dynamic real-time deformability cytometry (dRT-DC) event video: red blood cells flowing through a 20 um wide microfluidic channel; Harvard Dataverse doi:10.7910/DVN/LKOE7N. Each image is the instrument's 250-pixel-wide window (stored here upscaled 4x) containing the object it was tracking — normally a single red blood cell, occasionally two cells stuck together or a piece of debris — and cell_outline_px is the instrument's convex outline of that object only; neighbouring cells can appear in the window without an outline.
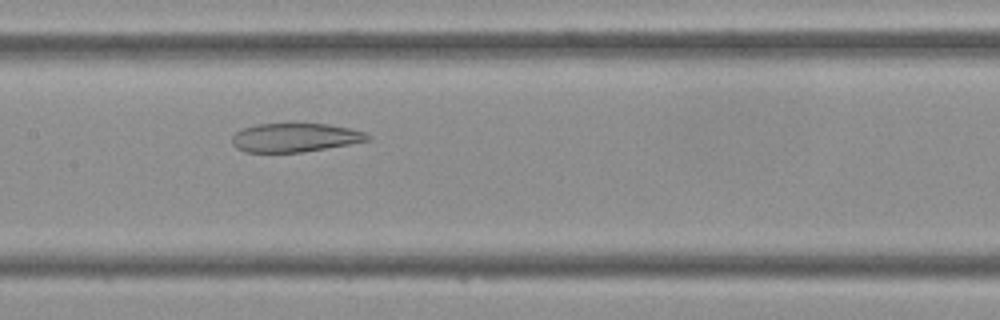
{"species": "Egyptian fruit bat (a non-hibernating species)", "species_latin": "Rousettus aegyptiacus", "temperature_condition": "cold", "stored_images_in_passage": 44, "camera_frame_rate_fps": 3000, "um_per_image_px": 0.085, "frame": {"image": 1, "passage_image": 21, "time_ms": 6.667, "image_size_px": [1000, 320], "cell_outline_px": [[372, 140], [304, 152], [244, 152], [236, 148], [232, 144], [232, 136], [236, 132], [244, 128], [256, 124], [328, 124], [348, 128], [364, 132], [372, 136]], "centroid_in_image_um": [25.08, 11.7], "position_along_channel_um": 182.3, "area_um2": 22.72}}
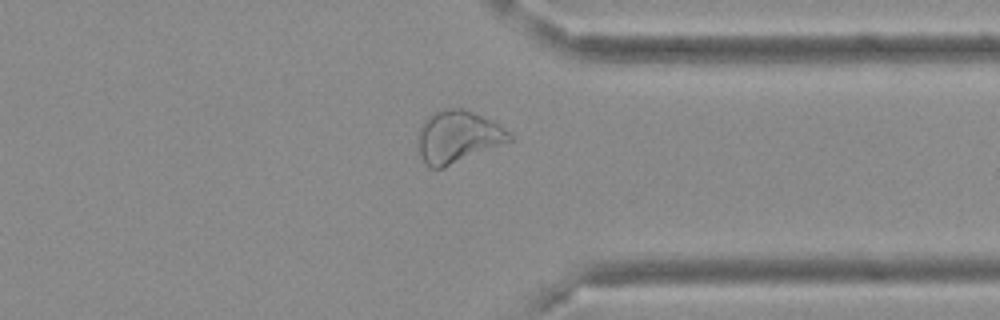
{"frame": {"image": 2, "passage_image": 34, "time_ms": 11.0, "image_size_px": [1000, 320], "cell_outline_px": [[512, 140], [444, 168], [428, 168], [424, 164], [420, 156], [416, 144], [416, 140], [420, 128], [424, 120], [428, 116], [444, 108], [464, 108], [492, 120], [504, 128], [512, 136]], "centroid_in_image_um": [38.86, 11.63], "position_along_channel_um": 372.5, "area_um2": 27.98}}
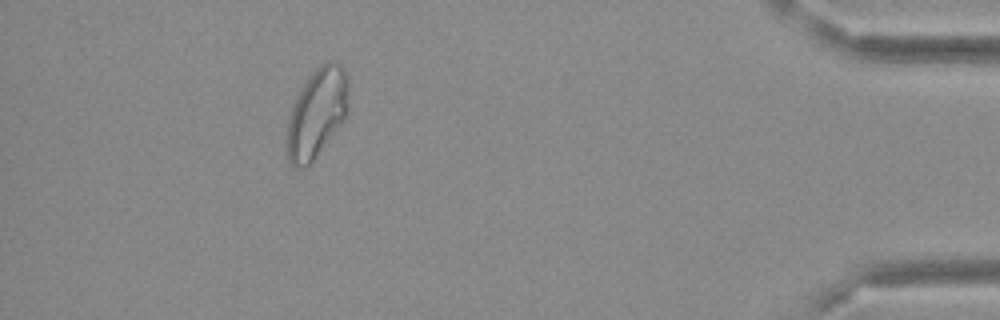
{"frame": {"image": 3, "passage_image": 40, "time_ms": 13.0, "image_size_px": [1000, 320], "cell_outline_px": [[348, 88], [344, 120], [312, 160], [304, 168], [296, 168], [288, 160], [288, 120], [296, 96], [308, 76], [316, 68], [328, 60], [336, 60], [344, 68], [348, 80]], "centroid_in_image_um": [26.93, 9.55], "position_along_channel_um": 408.3, "area_um2": 31.33}}